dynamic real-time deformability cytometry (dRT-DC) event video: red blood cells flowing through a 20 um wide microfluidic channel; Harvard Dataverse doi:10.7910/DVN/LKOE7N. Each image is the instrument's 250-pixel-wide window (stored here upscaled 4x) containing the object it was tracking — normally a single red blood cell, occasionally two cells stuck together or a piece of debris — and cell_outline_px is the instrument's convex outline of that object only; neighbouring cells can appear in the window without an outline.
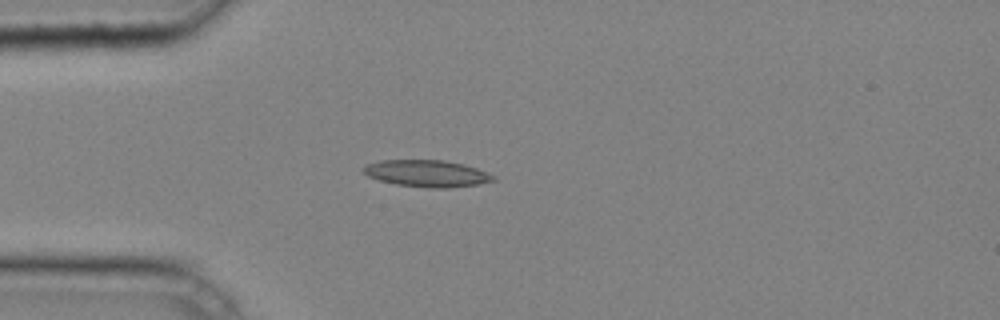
{"species": "common noctule bat (a hibernating species)", "species_latin": "Nyctalus noctula", "temperature_condition": "cold", "stored_images_in_passage": 34, "camera_frame_rate_fps": 3000, "um_per_image_px": 0.085, "animal": {"sex": "male", "body_mass_g": 20.4}, "frame": {"image": 1, "passage_image": 2, "time_ms": 0.333, "image_size_px": [1000, 320], "cell_outline_px": [[496, 180], [476, 184], [448, 188], [428, 188], [396, 184], [380, 180], [368, 176], [364, 172], [364, 164], [380, 160], [444, 160], [464, 164], [476, 168], [496, 176]], "centroid_in_image_um": [36.29, 14.74], "position_along_channel_um": 48.7, "area_um2": 20.23}}
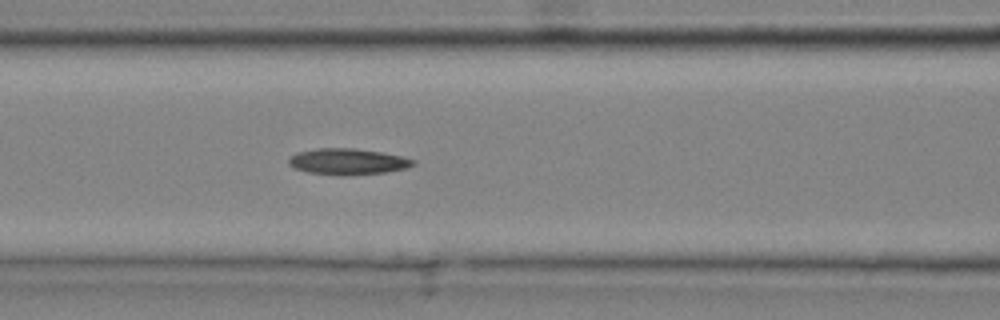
{"frame": {"image": 2, "passage_image": 9, "time_ms": 2.667, "image_size_px": [1000, 320], "cell_outline_px": [[416, 164], [408, 168], [388, 172], [344, 176], [340, 176], [308, 172], [296, 168], [288, 164], [288, 156], [296, 152], [316, 148], [356, 148], [384, 152], [404, 156], [416, 160]], "centroid_in_image_um": [29.59, 13.73], "position_along_channel_um": 137.0, "area_um2": 19.48}}
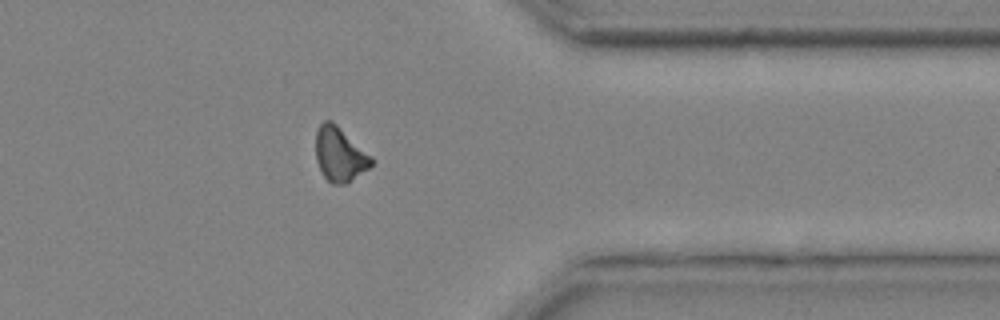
{"frame": {"image": 3, "passage_image": 27, "time_ms": 8.667, "image_size_px": [1000, 320], "cell_outline_px": [[376, 160], [368, 168], [348, 184], [332, 184], [324, 176], [316, 160], [316, 132], [320, 124], [324, 120], [332, 120], [372, 156]], "centroid_in_image_um": [28.89, 13.12], "position_along_channel_um": 382.5, "area_um2": 17.69}}